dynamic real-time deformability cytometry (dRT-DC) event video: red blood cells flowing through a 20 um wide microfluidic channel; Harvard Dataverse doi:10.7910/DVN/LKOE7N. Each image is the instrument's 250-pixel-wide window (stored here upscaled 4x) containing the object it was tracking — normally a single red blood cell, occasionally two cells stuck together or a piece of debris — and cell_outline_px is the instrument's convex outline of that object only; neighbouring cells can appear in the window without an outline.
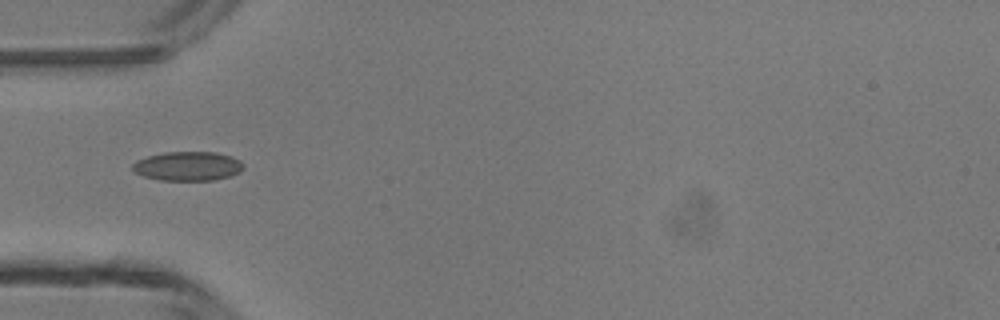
{"species": "common noctule bat (a hibernating species)", "species_latin": "Nyctalus noctula", "temperature_condition": "room temperature", "stored_images_in_passage": 5, "camera_frame_rate_fps": 3000, "um_per_image_px": 0.085, "animal": {"sex": "male", "body_mass_g": 13.3}, "frame": {"image": 1, "passage_image": 4, "time_ms": 4.333, "image_size_px": [1000, 320], "cell_outline_px": [[244, 168], [240, 172], [232, 176], [212, 180], [160, 180], [144, 176], [136, 172], [132, 168], [132, 164], [136, 160], [148, 156], [164, 152], [216, 152], [232, 156], [240, 160], [244, 164]], "centroid_in_image_um": [16.0, 14.12], "position_along_channel_um": 69.0, "area_um2": 18.96}}
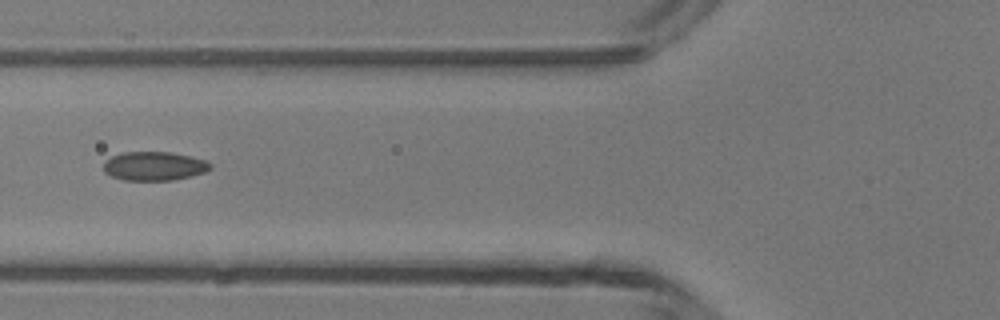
{"frame": {"image": 2, "passage_image": 5, "time_ms": 5.333, "image_size_px": [1000, 320], "cell_outline_px": [[212, 168], [204, 172], [172, 180], [124, 180], [112, 176], [104, 172], [104, 160], [112, 156], [124, 152], [172, 152], [192, 156], [204, 160], [212, 164]], "centroid_in_image_um": [13.1, 14.1], "position_along_channel_um": 112.7, "area_um2": 17.92}}